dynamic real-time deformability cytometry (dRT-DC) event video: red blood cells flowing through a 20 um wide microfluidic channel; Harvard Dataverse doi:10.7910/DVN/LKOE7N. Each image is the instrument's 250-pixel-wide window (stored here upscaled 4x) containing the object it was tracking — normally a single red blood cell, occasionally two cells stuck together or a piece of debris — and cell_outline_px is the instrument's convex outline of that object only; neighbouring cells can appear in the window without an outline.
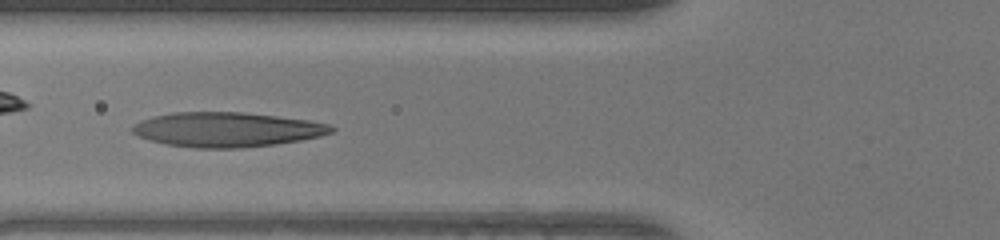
{"species": "human", "species_latin": "Homo sapiens", "temperature_condition": "warm", "stored_images_in_passage": 34, "camera_frame_rate_fps": 3000, "um_per_image_px": 0.085, "donor": {"sex": "female"}, "frame": {"image": 1, "passage_image": 6, "time_ms": 1.667, "image_size_px": [1000, 240], "cell_outline_px": [[336, 128], [332, 132], [320, 136], [300, 140], [276, 144], [240, 148], [196, 148], [164, 144], [148, 140], [136, 136], [132, 132], [132, 124], [140, 120], [152, 116], [172, 112], [244, 112], [308, 120], [328, 124]], "centroid_in_image_um": [19.22, 11.01], "position_along_channel_um": 106.6, "area_um2": 40.4}}
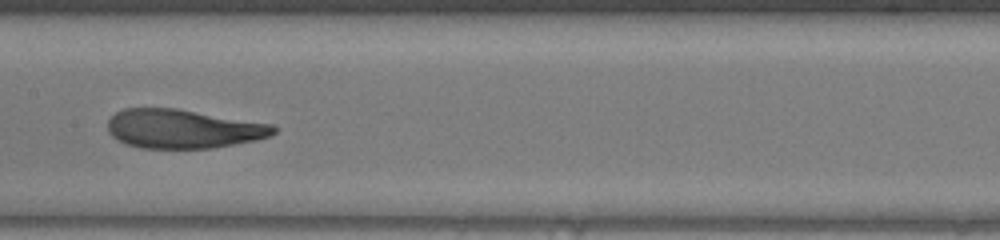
{"frame": {"image": 2, "passage_image": 12, "time_ms": 3.667, "image_size_px": [1000, 240], "cell_outline_px": [[276, 132], [272, 136], [256, 140], [212, 148], [140, 148], [128, 144], [112, 136], [108, 132], [108, 120], [116, 112], [124, 108], [176, 108], [276, 124]], "centroid_in_image_um": [15.61, 10.94], "position_along_channel_um": 191.8, "area_um2": 37.86}}
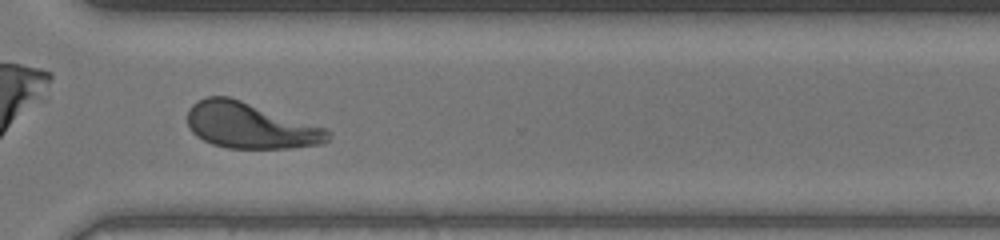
{"frame": {"image": 3, "passage_image": 23, "time_ms": 7.333, "image_size_px": [1000, 240], "cell_outline_px": [[332, 136], [324, 144], [288, 148], [228, 148], [212, 144], [196, 136], [188, 128], [188, 108], [196, 100], [208, 96], [228, 96], [324, 128], [332, 132]], "centroid_in_image_um": [21.24, 10.68], "position_along_channel_um": 349.4, "area_um2": 37.34}, "authors_computed_cell_mechanics": {"area_um2": 37.859, "velocity_mm_per_s": 4.2822, "shape_relaxation_time_tau1_ms": 5.686, "shape_relaxation_time_tau2_ms": 1.1172, "deformation_change_tau1": 0.253, "deformation_change_tau2": 0.0879}}